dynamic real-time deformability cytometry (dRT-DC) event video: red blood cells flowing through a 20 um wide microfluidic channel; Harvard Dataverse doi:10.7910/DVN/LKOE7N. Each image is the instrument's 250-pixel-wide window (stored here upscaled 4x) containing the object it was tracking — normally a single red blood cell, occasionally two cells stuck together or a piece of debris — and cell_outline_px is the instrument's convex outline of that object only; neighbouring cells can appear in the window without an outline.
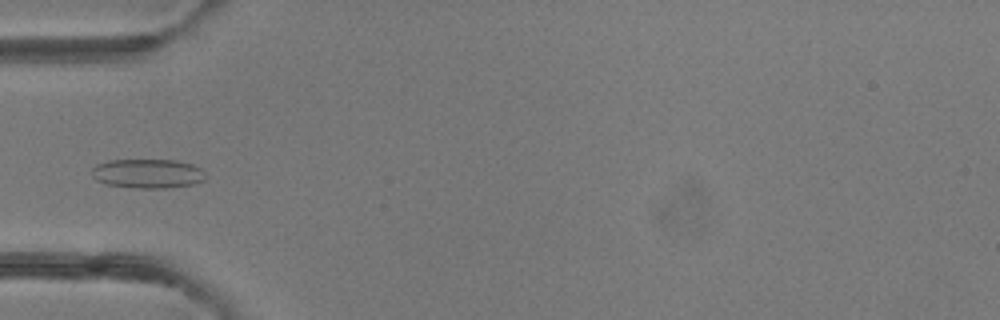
{"species": "common noctule bat (a hibernating species)", "species_latin": "Nyctalus noctula", "temperature_condition": "room temperature", "stored_images_in_passage": 5, "camera_frame_rate_fps": 3000, "um_per_image_px": 0.085, "animal": {"sex": "female"}, "frame": {"image": 1, "passage_image": 4, "time_ms": 3.667, "image_size_px": [1000, 320], "cell_outline_px": [[208, 176], [204, 180], [192, 184], [168, 188], [136, 188], [108, 184], [96, 180], [92, 176], [92, 168], [96, 164], [108, 160], [176, 160], [192, 164], [200, 168]], "centroid_in_image_um": [12.56, 14.75], "position_along_channel_um": 72.4, "area_um2": 19.48}}